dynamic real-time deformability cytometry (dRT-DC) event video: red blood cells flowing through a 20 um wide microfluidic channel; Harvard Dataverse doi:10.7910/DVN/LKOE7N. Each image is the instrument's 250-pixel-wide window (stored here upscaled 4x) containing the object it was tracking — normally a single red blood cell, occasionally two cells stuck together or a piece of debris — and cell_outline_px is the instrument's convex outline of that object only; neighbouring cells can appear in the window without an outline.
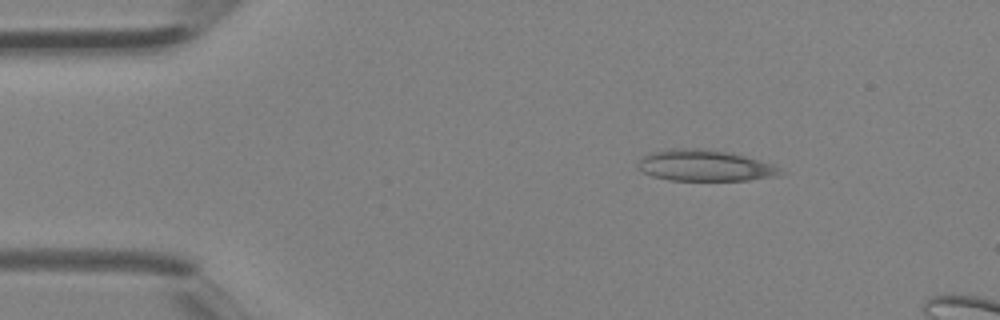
{"species": "Egyptian fruit bat (a non-hibernating species)", "species_latin": "Rousettus aegyptiacus", "temperature_condition": "room temperature", "stored_images_in_passage": 3, "camera_frame_rate_fps": 3000, "um_per_image_px": 0.085, "animal": {"sex": "female"}, "frame": {"image": 1, "passage_image": 1, "time_ms": 0.0, "image_size_px": [1000, 320], "cell_outline_px": [[784, 172], [776, 176], [748, 180], [668, 180], [652, 176], [644, 172], [640, 168], [640, 160], [648, 152], [672, 148], [700, 148], [724, 152], [744, 156], [772, 164], [780, 168]], "centroid_in_image_um": [59.9, 14.07], "position_along_channel_um": 25.1, "area_um2": 25.55}}